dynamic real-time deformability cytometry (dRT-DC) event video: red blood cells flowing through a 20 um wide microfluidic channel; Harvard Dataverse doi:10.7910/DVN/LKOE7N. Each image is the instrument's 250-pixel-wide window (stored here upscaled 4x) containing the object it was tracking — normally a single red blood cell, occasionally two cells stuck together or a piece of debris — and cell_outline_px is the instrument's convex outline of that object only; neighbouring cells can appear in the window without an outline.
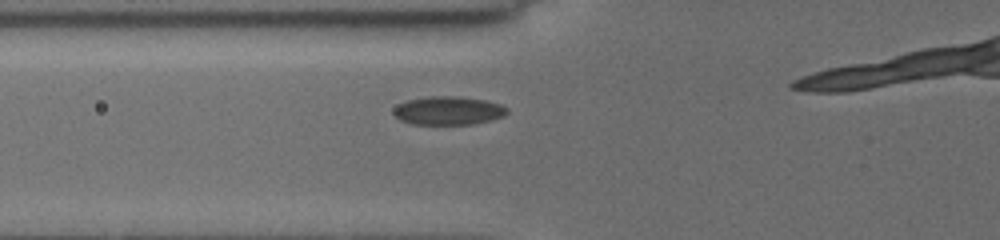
{"species": "common noctule bat (a hibernating species)", "species_latin": "Nyctalus noctula", "temperature_condition": "cold", "stored_images_in_passage": 5, "camera_frame_rate_fps": 3000, "um_per_image_px": 0.085, "animal": {"sex": "female", "body_mass_g": 19.5, "forearm_length_mm": 54.1}, "frame": {"image": 1, "passage_image": 3, "time_ms": 1.667, "image_size_px": [1000, 240], "cell_outline_px": [[508, 112], [504, 116], [472, 124], [416, 124], [400, 120], [392, 112], [400, 104], [408, 100], [428, 96], [460, 96], [484, 100], [500, 104], [508, 108]], "centroid_in_image_um": [38.13, 9.39], "position_along_channel_um": 87.7, "area_um2": 18.61}}